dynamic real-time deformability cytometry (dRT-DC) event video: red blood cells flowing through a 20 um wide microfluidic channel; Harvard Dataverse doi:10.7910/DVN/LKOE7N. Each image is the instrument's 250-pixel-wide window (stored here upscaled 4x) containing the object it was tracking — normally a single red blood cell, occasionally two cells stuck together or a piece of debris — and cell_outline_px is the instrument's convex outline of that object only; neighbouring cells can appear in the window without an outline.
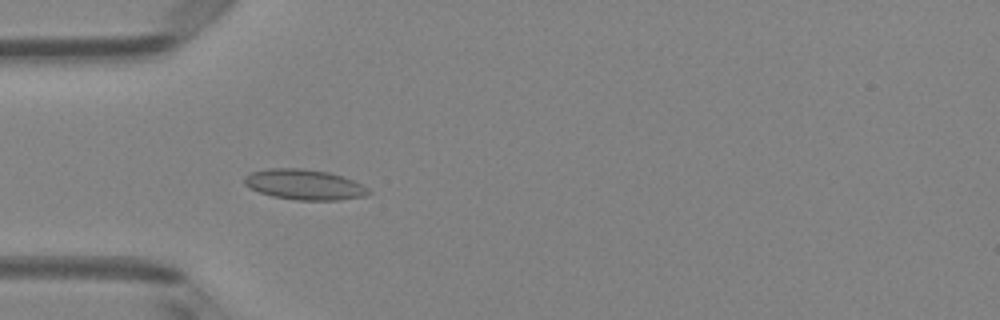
{"species": "Egyptian fruit bat (a non-hibernating species)", "species_latin": "Rousettus aegyptiacus", "temperature_condition": "room temperature", "stored_images_in_passage": 51, "camera_frame_rate_fps": 3000, "um_per_image_px": 0.085, "animal": {"sex": "female"}, "frame": {"image": 1, "passage_image": 16, "time_ms": 5.0, "image_size_px": [1000, 320], "cell_outline_px": [[372, 192], [364, 196], [340, 200], [296, 200], [272, 196], [260, 192], [244, 184], [244, 176], [252, 172], [268, 168], [300, 168], [328, 172], [352, 180], [368, 188]], "centroid_in_image_um": [25.86, 15.69], "position_along_channel_um": 59.1, "area_um2": 21.79}}
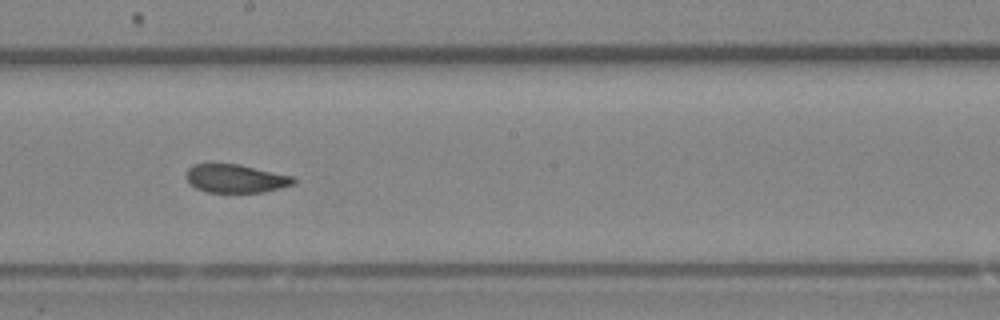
{"frame": {"image": 2, "passage_image": 29, "time_ms": 9.333, "image_size_px": [1000, 320], "cell_outline_px": [[296, 180], [292, 184], [280, 188], [264, 192], [208, 192], [196, 188], [188, 180], [188, 168], [192, 164], [240, 164], [292, 176]], "centroid_in_image_um": [20.05, 15.17], "position_along_channel_um": 228.2, "area_um2": 17.46}}
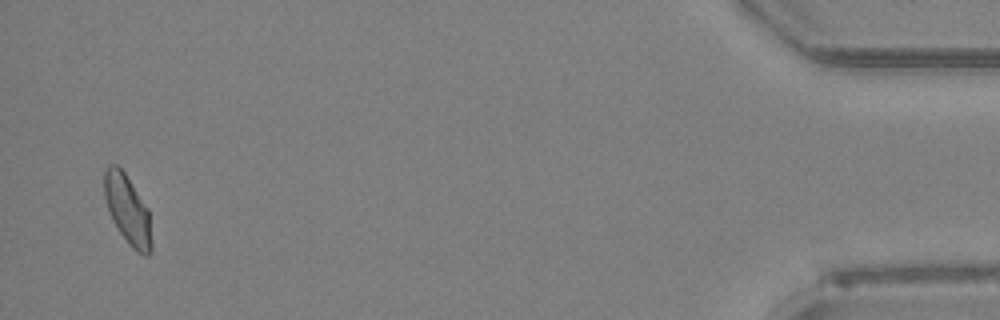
{"frame": {"image": 3, "passage_image": 50, "time_ms": 16.333, "image_size_px": [1000, 320], "cell_outline_px": [[152, 248], [148, 256], [144, 256], [136, 252], [132, 248], [120, 232], [112, 220], [104, 196], [104, 172], [108, 164], [116, 164], [124, 172], [148, 208], [152, 240]], "centroid_in_image_um": [10.85, 17.84], "position_along_channel_um": 424.3, "area_um2": 19.02}, "authors_computed_cell_mechanics": {"area_um2": 19.2474, "velocity_mm_per_s": 3.9976, "shape_relaxation_time_tau1_ms": 5.3505, "shape_relaxation_time_tau2_ms": null, "deformation_change_tau1": 0.093, "deformation_change_tau2": null}}